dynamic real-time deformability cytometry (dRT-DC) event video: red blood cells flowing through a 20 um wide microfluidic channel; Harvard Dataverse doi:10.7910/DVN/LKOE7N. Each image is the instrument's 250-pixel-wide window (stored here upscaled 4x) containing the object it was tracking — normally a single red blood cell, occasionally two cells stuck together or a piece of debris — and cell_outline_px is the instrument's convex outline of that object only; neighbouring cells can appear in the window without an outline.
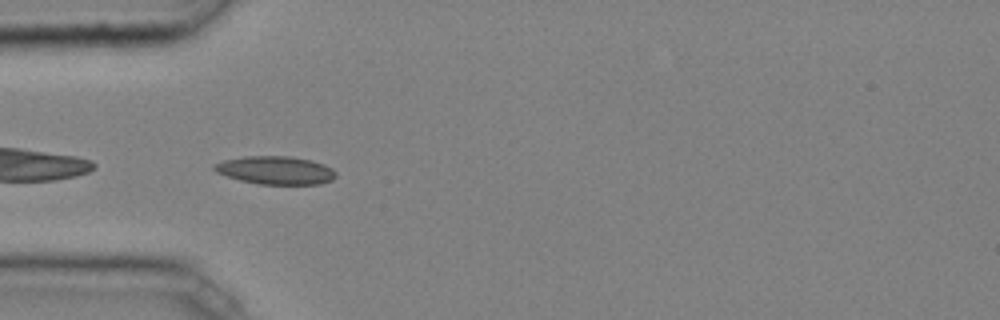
{"species": "common noctule bat (a hibernating species)", "species_latin": "Nyctalus noctula", "temperature_condition": "cold", "stored_images_in_passage": 33, "camera_frame_rate_fps": 3000, "um_per_image_px": 0.085, "animal": {"sex": "male", "body_mass_g": 20.4}, "frame": {"image": 1, "passage_image": 1, "time_ms": 0.0, "image_size_px": [1000, 320], "cell_outline_px": [[336, 176], [332, 180], [320, 184], [260, 184], [240, 180], [216, 172], [212, 168], [212, 164], [224, 160], [248, 156], [288, 156], [312, 160], [324, 164], [332, 168], [336, 172]], "centroid_in_image_um": [23.43, 14.47], "position_along_channel_um": 61.6, "area_um2": 19.94}}